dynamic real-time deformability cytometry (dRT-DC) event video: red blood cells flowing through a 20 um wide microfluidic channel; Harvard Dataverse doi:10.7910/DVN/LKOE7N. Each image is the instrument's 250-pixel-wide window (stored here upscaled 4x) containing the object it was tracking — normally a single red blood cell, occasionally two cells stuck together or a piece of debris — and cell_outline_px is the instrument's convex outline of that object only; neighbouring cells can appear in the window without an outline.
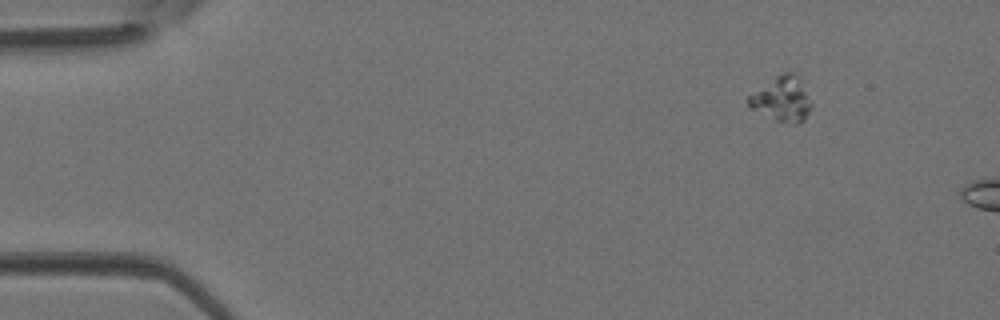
{"species": "Egyptian fruit bat (a non-hibernating species)", "species_latin": "Rousettus aegyptiacus", "temperature_condition": "room temperature", "stored_images_in_passage": 3, "camera_frame_rate_fps": 3000, "um_per_image_px": 0.085, "animal": {"sex": "female"}, "frame": {"image": 1, "passage_image": 1, "time_ms": 0.0, "image_size_px": [1000, 320], "cell_outline_px": [[812, 104], [804, 120], [796, 124], [776, 120], [748, 108], [748, 96], [776, 76], [784, 72], [796, 72]], "centroid_in_image_um": [66.46, 8.42], "position_along_channel_um": 18.5, "area_um2": 16.13}}